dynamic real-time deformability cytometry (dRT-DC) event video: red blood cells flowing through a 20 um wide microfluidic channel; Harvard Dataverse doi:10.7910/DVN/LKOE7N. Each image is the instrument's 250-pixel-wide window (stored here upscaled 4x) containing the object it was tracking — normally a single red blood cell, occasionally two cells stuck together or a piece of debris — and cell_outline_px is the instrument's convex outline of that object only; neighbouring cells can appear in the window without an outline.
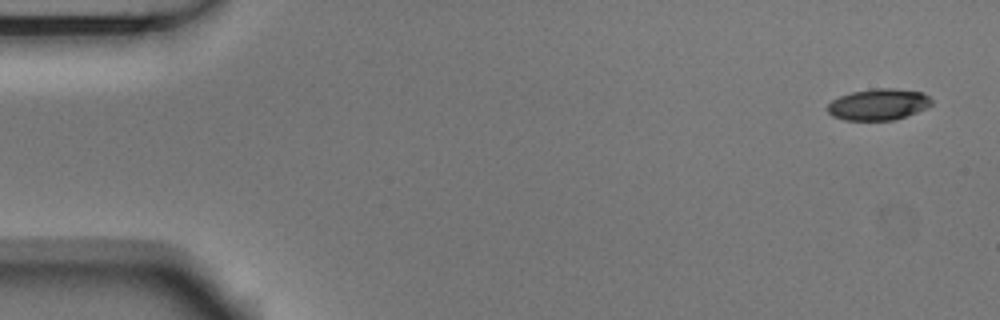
{"species": "Egyptian fruit bat (a non-hibernating species)", "species_latin": "Rousettus aegyptiacus", "temperature_condition": "room temperature", "stored_images_in_passage": 7, "camera_frame_rate_fps": 3000, "um_per_image_px": 0.085, "animal": {"sex": "male"}, "frame": {"image": 1, "passage_image": 1, "time_ms": 0.0, "image_size_px": [1000, 320], "cell_outline_px": [[932, 104], [928, 108], [892, 120], [844, 120], [832, 116], [828, 112], [828, 104], [832, 100], [840, 96], [852, 92], [872, 88], [892, 88], [924, 92], [932, 100]], "centroid_in_image_um": [74.67, 8.87], "position_along_channel_um": 10.3, "area_um2": 19.02}}
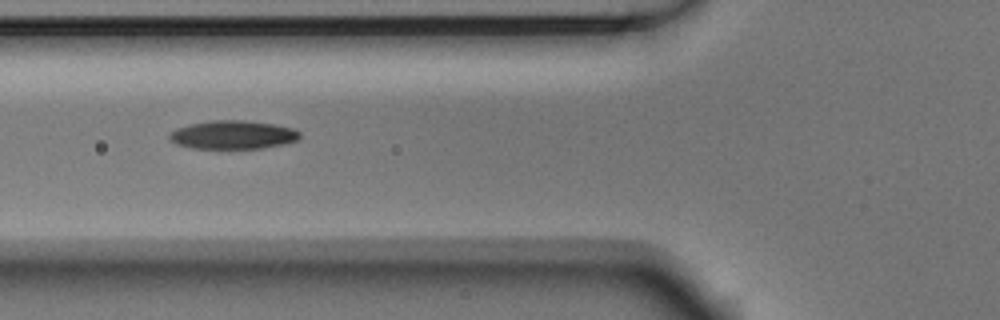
{"frame": {"image": 2, "passage_image": 6, "time_ms": 1.667, "image_size_px": [1000, 320], "cell_outline_px": [[300, 140], [284, 144], [264, 148], [192, 148], [176, 144], [168, 136], [176, 128], [192, 124], [212, 120], [244, 120], [272, 124], [292, 128], [300, 132]], "centroid_in_image_um": [19.84, 11.46], "position_along_channel_um": 106.0, "area_um2": 21.5}}
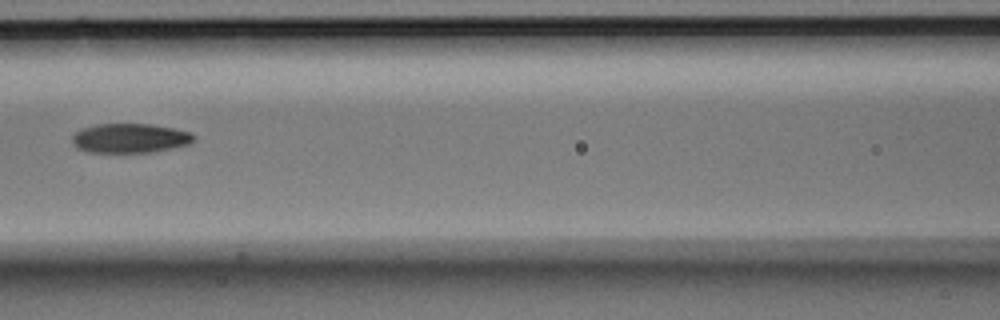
{"frame": {"image": 3, "passage_image": 7, "time_ms": 2.0, "image_size_px": [1000, 320], "cell_outline_px": [[196, 136], [188, 144], [152, 152], [88, 152], [76, 148], [72, 144], [72, 136], [80, 128], [96, 124], [148, 124], [172, 128], [192, 132]], "centroid_in_image_um": [11.0, 11.74], "position_along_channel_um": 155.6, "area_um2": 20.81}}